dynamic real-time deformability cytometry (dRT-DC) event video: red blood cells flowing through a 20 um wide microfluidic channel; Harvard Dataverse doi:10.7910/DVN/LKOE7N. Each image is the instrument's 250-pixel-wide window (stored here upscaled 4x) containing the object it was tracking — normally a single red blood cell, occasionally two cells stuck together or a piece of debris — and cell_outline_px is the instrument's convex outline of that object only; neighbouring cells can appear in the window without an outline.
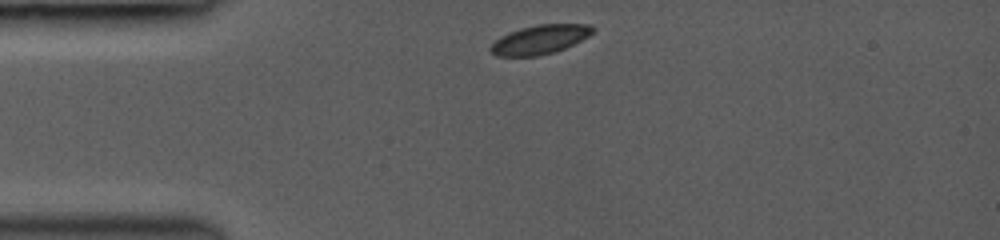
{"species": "common noctule bat (a hibernating species)", "species_latin": "Nyctalus noctula", "temperature_condition": "room temperature", "stored_images_in_passage": 6, "camera_frame_rate_fps": 3000, "um_per_image_px": 0.085, "animal": {"sex": "female", "body_mass_g": 19.0, "forearm_length_mm": 53.3}, "frame": {"image": 1, "passage_image": 1, "time_ms": 0.0, "image_size_px": [1000, 240], "cell_outline_px": [[596, 32], [556, 52], [536, 56], [496, 56], [488, 48], [500, 36], [508, 32], [520, 28], [536, 24], [592, 24], [596, 28]], "centroid_in_image_um": [45.91, 3.35], "position_along_channel_um": 39.1, "area_um2": 17.46}}
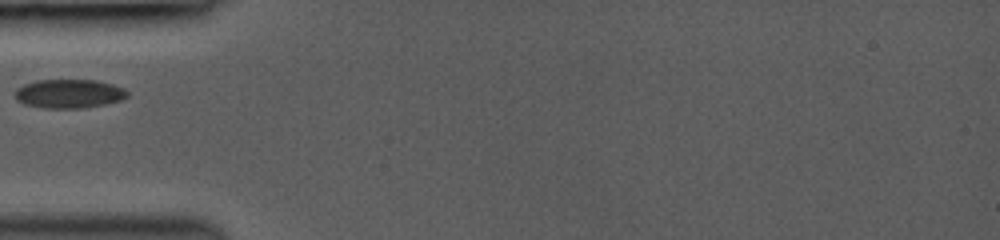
{"frame": {"image": 2, "passage_image": 3, "time_ms": 1.667, "image_size_px": [1000, 240], "cell_outline_px": [[128, 96], [120, 100], [104, 104], [84, 108], [40, 108], [24, 104], [16, 100], [12, 92], [16, 88], [24, 84], [36, 80], [96, 80], [112, 84], [124, 88], [128, 92]], "centroid_in_image_um": [5.81, 7.96], "position_along_channel_um": 79.2, "area_um2": 19.13}}
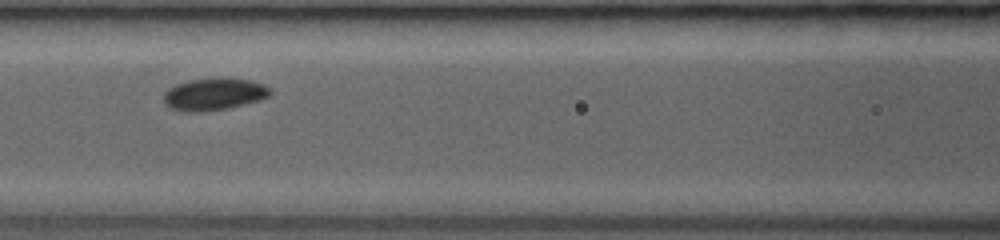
{"frame": {"image": 3, "passage_image": 5, "time_ms": 3.333, "image_size_px": [1000, 240], "cell_outline_px": [[272, 92], [268, 96], [260, 100], [228, 108], [200, 112], [184, 112], [168, 108], [164, 104], [164, 92], [168, 88], [176, 84], [188, 80], [220, 76], [228, 76], [252, 80], [264, 84]], "centroid_in_image_um": [18.17, 7.98], "position_along_channel_um": 148.4, "area_um2": 20.58}}